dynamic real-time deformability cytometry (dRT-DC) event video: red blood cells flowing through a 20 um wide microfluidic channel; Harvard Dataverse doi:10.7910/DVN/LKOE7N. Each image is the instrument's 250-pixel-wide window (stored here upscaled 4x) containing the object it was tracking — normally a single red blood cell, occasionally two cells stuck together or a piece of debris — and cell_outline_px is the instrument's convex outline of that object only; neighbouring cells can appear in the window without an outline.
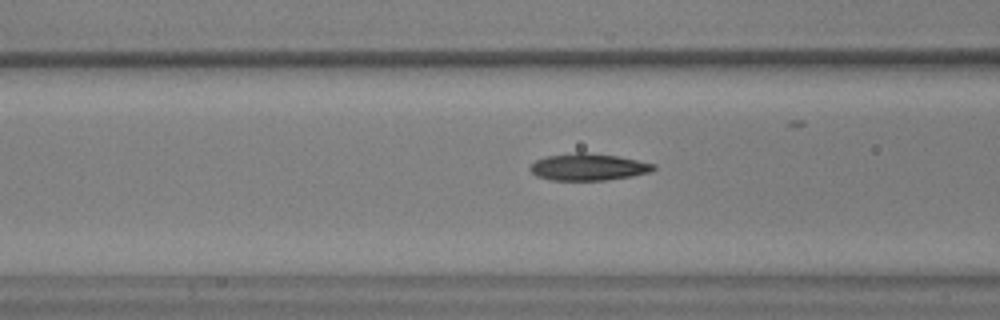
{"species": "common noctule bat (a hibernating species)", "species_latin": "Nyctalus noctula", "temperature_condition": "warm", "stored_images_in_passage": 39, "camera_frame_rate_fps": 3000, "um_per_image_px": 0.085, "animal": {"sex": "male", "body_mass_g": 17.9, "forearm_length_mm": 54.2}, "frame": {"image": 1, "passage_image": 16, "time_ms": 5.0, "image_size_px": [1000, 320], "cell_outline_px": [[656, 168], [652, 172], [632, 176], [608, 180], [548, 180], [536, 176], [528, 168], [536, 160], [548, 156], [576, 152], [584, 152], [616, 156], [656, 164]], "centroid_in_image_um": [50.01, 14.2], "position_along_channel_um": 116.6, "area_um2": 19.36}}
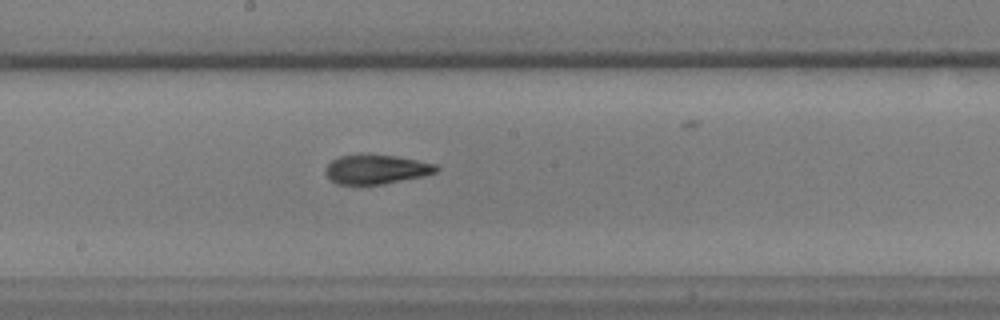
{"frame": {"image": 2, "passage_image": 23, "time_ms": 7.333, "image_size_px": [1000, 320], "cell_outline_px": [[440, 168], [436, 172], [424, 176], [384, 184], [336, 184], [324, 172], [328, 164], [332, 160], [340, 156], [360, 152], [396, 156], [436, 164]], "centroid_in_image_um": [31.97, 14.36], "position_along_channel_um": 216.2, "area_um2": 19.25}}
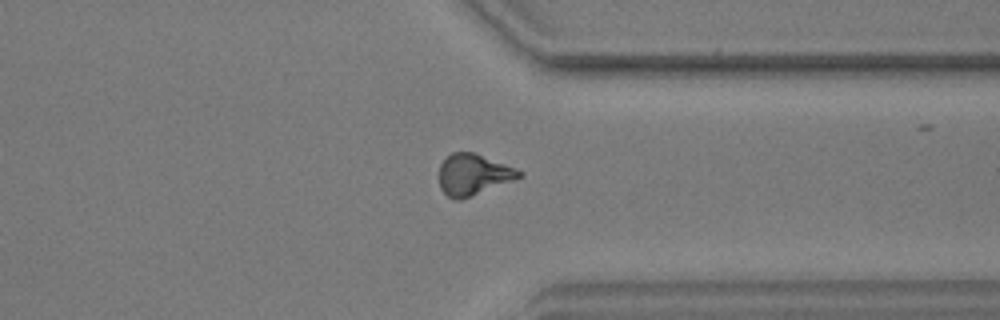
{"frame": {"image": 3, "passage_image": 34, "time_ms": 11.0, "image_size_px": [1000, 320], "cell_outline_px": [[524, 176], [460, 200], [452, 200], [440, 188], [440, 164], [452, 152], [472, 152], [516, 168], [524, 172]], "centroid_in_image_um": [40.23, 14.84], "position_along_channel_um": 371.2, "area_um2": 18.96}}